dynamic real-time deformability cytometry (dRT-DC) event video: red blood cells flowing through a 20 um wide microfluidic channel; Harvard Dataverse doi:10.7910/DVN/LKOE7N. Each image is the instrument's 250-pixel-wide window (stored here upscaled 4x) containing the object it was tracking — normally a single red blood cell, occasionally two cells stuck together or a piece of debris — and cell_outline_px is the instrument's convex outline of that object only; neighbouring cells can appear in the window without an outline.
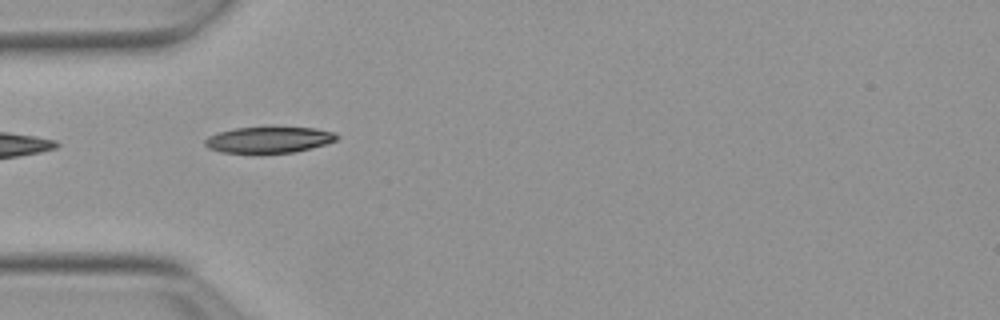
{"species": "Egyptian fruit bat (a non-hibernating species)", "species_latin": "Rousettus aegyptiacus", "temperature_condition": "warm", "stored_images_in_passage": 5, "camera_frame_rate_fps": 3000, "um_per_image_px": 0.085, "animal": {"sex": "female"}, "frame": {"image": 1, "passage_image": 1, "time_ms": 0.0, "image_size_px": [1000, 320], "cell_outline_px": [[340, 136], [336, 140], [324, 144], [296, 152], [220, 152], [208, 148], [204, 144], [204, 140], [208, 136], [220, 132], [236, 128], [272, 124], [316, 128], [332, 132]], "centroid_in_image_um": [22.87, 11.82], "position_along_channel_um": 62.1, "area_um2": 20.69}}